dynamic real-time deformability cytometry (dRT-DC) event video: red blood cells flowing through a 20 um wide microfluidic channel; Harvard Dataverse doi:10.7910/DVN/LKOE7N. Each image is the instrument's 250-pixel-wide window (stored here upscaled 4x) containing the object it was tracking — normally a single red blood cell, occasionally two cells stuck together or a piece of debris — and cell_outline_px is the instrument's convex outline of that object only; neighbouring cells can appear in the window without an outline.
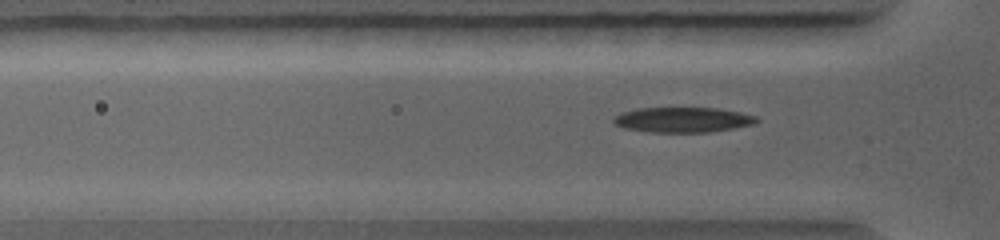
{"species": "common noctule bat (a hibernating species)", "species_latin": "Nyctalus noctula", "temperature_condition": "warm", "stored_images_in_passage": 61, "camera_frame_rate_fps": 5000, "um_per_image_px": 0.085, "animal": {"sex": "female", "body_mass_g": 19.0, "forearm_length_mm": 56.7}, "frame": {"image": 1, "passage_image": 13, "time_ms": 2.4, "image_size_px": [1000, 240], "cell_outline_px": [[760, 120], [756, 124], [708, 132], [652, 132], [624, 128], [616, 124], [612, 120], [612, 116], [620, 112], [636, 108], [720, 108], [740, 112], [756, 116]], "centroid_in_image_um": [58.03, 10.17], "position_along_channel_um": 67.8, "area_um2": 21.1}}
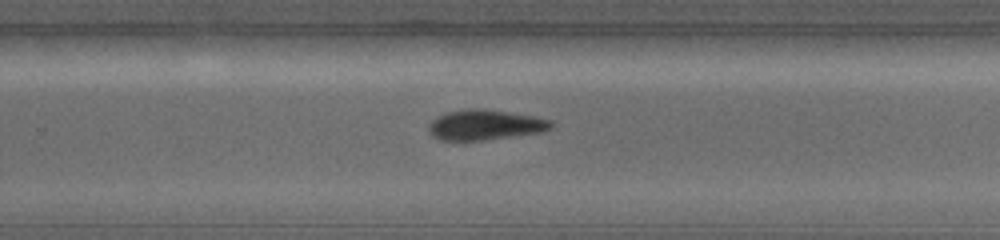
{"frame": {"image": 2, "passage_image": 34, "time_ms": 6.6, "image_size_px": [1000, 240], "cell_outline_px": [[552, 128], [544, 132], [484, 140], [440, 140], [432, 136], [428, 132], [428, 124], [432, 120], [448, 112], [464, 108], [480, 108], [508, 112], [532, 116], [552, 120]], "centroid_in_image_um": [41.23, 10.62], "position_along_channel_um": 288.6, "area_um2": 21.62}}
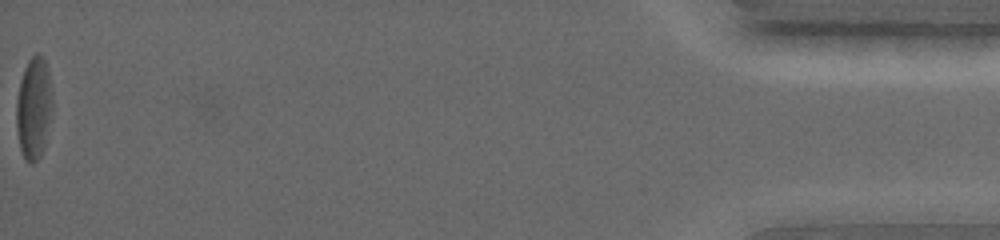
{"frame": {"image": 3, "passage_image": 61, "time_ms": 12.0, "image_size_px": [1000, 240], "cell_outline_px": [[52, 108], [44, 148], [40, 156], [32, 164], [28, 164], [24, 160], [20, 148], [16, 128], [16, 100], [20, 80], [24, 68], [28, 60], [36, 52], [40, 52], [48, 68], [52, 92]], "centroid_in_image_um": [2.86, 9.18], "position_along_channel_um": 432.3, "area_um2": 21.79}}